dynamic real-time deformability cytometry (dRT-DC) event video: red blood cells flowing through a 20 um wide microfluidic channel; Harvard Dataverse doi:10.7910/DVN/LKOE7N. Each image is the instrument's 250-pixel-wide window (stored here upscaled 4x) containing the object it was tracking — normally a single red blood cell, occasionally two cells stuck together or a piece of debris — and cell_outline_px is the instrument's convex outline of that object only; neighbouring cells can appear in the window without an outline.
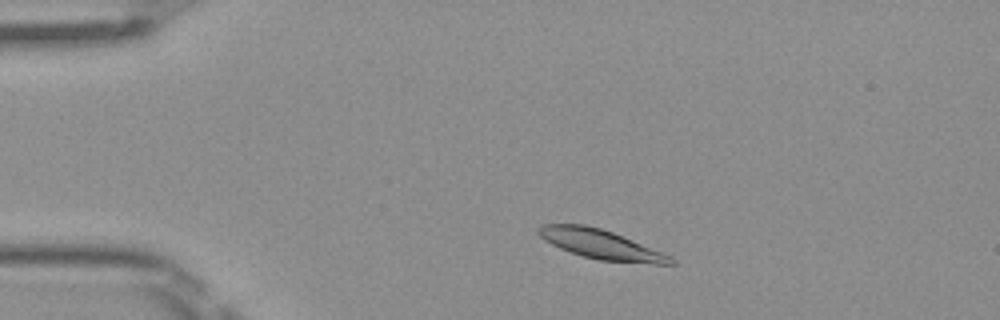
{"species": "Egyptian fruit bat (a non-hibernating species)", "species_latin": "Rousettus aegyptiacus", "temperature_condition": "room temperature", "stored_images_in_passage": 42, "camera_frame_rate_fps": 3000, "um_per_image_px": 0.085, "frame": {"image": 1, "passage_image": 1, "time_ms": 0.0, "image_size_px": [1000, 320], "cell_outline_px": [[676, 264], [656, 264], [600, 260], [584, 256], [560, 248], [544, 240], [536, 232], [536, 228], [540, 224], [584, 224], [600, 228], [612, 232], [672, 256], [676, 260]], "centroid_in_image_um": [51.06, 20.76], "position_along_channel_um": 33.9, "area_um2": 22.48}}
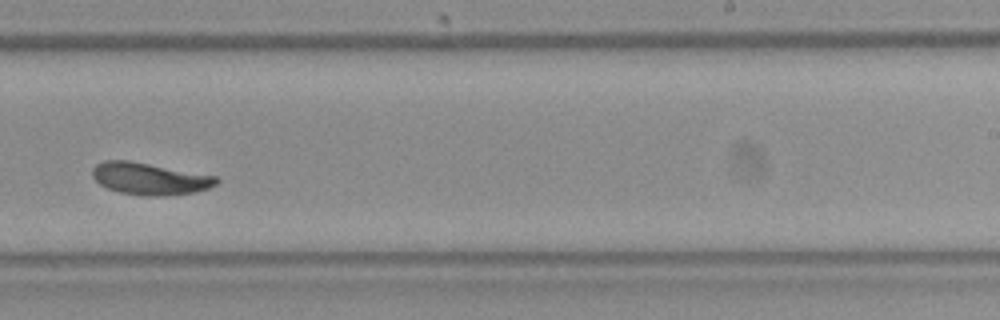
{"frame": {"image": 2, "passage_image": 23, "time_ms": 7.333, "image_size_px": [1000, 320], "cell_outline_px": [[220, 180], [216, 184], [208, 188], [192, 192], [160, 196], [140, 196], [120, 192], [108, 188], [100, 184], [92, 176], [92, 168], [96, 164], [104, 160], [128, 160], [216, 176]], "centroid_in_image_um": [12.69, 15.18], "position_along_channel_um": 276.3, "area_um2": 22.95}}
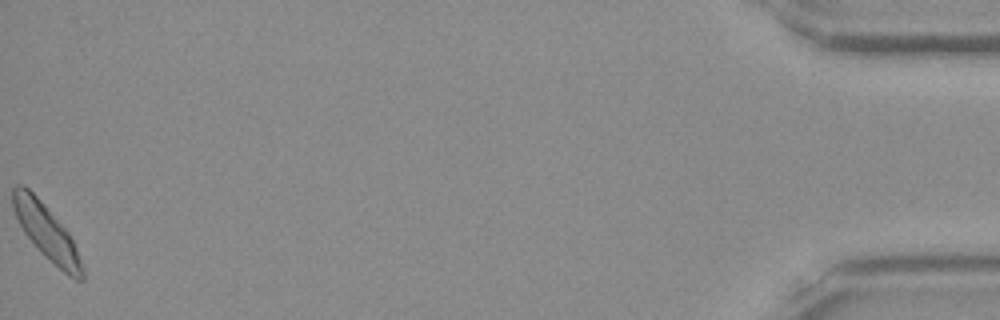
{"frame": {"image": 3, "passage_image": 42, "time_ms": 13.667, "image_size_px": [1000, 320], "cell_outline_px": [[84, 280], [76, 280], [68, 276], [44, 256], [40, 252], [24, 232], [12, 208], [12, 188], [16, 184], [24, 184], [44, 204], [68, 232], [76, 248], [84, 268]], "centroid_in_image_um": [3.95, 19.74], "position_along_channel_um": 431.3, "area_um2": 22.14}, "authors_computed_cell_mechanics": {"area_um2": 22.5131, "velocity_mm_per_s": 3.966, "shape_relaxation_time_tau1_ms": 3.1279, "shape_relaxation_time_tau2_ms": 5.7504, "deformation_change_tau1": 0.1368, "deformation_change_tau2": 0.104}}